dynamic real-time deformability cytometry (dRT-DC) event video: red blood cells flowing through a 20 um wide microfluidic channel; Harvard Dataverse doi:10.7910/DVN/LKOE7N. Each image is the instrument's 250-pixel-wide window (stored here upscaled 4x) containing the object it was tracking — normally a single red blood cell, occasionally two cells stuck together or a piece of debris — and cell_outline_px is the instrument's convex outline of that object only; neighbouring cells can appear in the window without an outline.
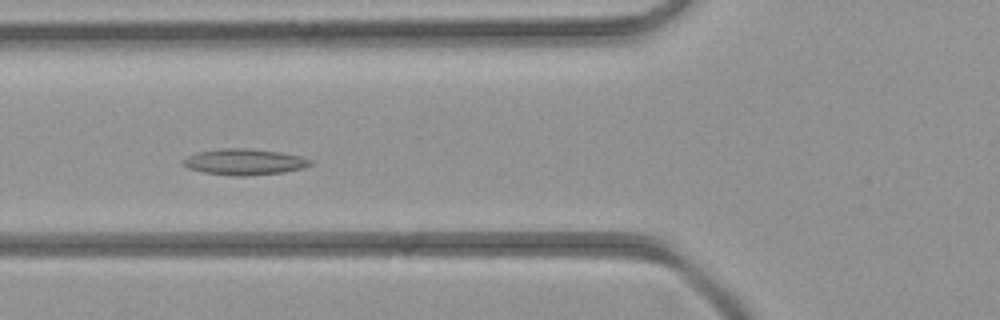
{"species": "common noctule bat (a hibernating species)", "species_latin": "Nyctalus noctula", "temperature_condition": "room temperature", "stored_images_in_passage": 4, "camera_frame_rate_fps": 3000, "um_per_image_px": 0.085, "animal": {"sex": "female", "body_mass_g": 21.9}, "frame": {"image": 1, "passage_image": 4, "time_ms": 3.333, "image_size_px": [1000, 320], "cell_outline_px": [[312, 164], [304, 168], [284, 172], [244, 176], [232, 176], [204, 172], [188, 168], [180, 160], [196, 152], [220, 148], [248, 148], [280, 152], [300, 156], [312, 160]], "centroid_in_image_um": [20.76, 13.75], "position_along_channel_um": 105.0, "area_um2": 19.42}}